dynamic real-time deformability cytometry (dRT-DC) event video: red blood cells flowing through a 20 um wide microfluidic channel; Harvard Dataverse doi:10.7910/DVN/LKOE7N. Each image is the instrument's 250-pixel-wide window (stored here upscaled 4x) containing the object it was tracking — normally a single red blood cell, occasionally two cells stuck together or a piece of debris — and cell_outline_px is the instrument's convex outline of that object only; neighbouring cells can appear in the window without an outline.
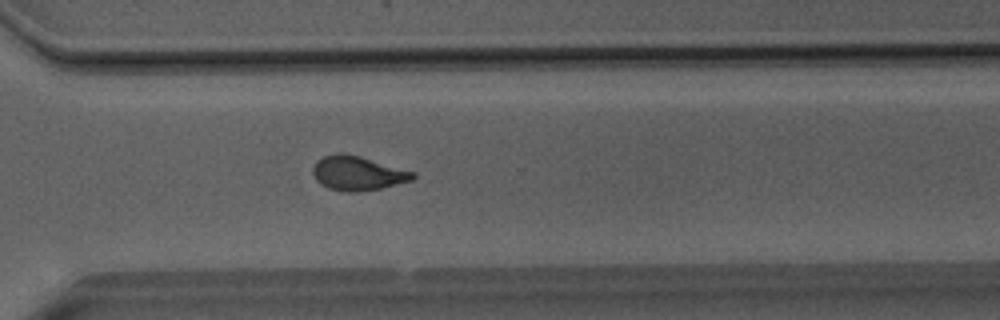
{"species": "Egyptian fruit bat (a non-hibernating species)", "species_latin": "Rousettus aegyptiacus", "temperature_condition": "room temperature", "stored_images_in_passage": 49, "camera_frame_rate_fps": 3000, "um_per_image_px": 0.085, "animal": {"sex": "male"}, "frame": {"image": 1, "passage_image": 37, "time_ms": 12.0, "image_size_px": [1000, 320], "cell_outline_px": [[416, 176], [412, 180], [380, 188], [356, 192], [344, 192], [328, 188], [320, 184], [316, 180], [312, 172], [312, 168], [316, 160], [324, 156], [336, 152], [344, 152], [360, 156], [416, 172]], "centroid_in_image_um": [30.37, 14.71], "position_along_channel_um": 340.2, "area_um2": 20.17}}
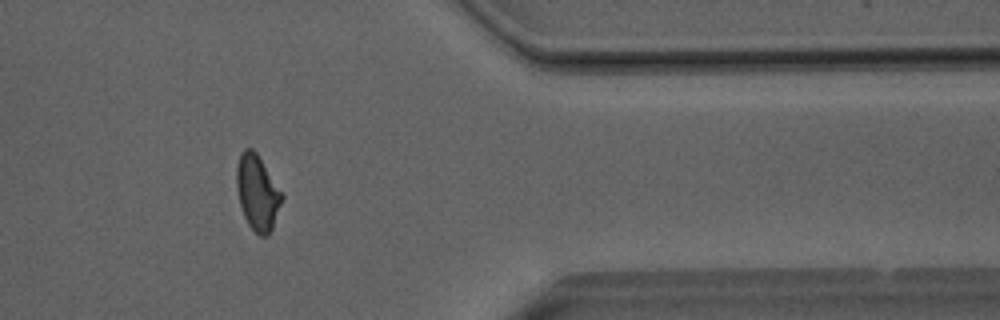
{"frame": {"image": 2, "passage_image": 42, "time_ms": 13.667, "image_size_px": [1000, 320], "cell_outline_px": [[284, 196], [272, 228], [264, 236], [260, 236], [248, 224], [244, 216], [240, 204], [236, 188], [236, 168], [240, 152], [244, 148], [252, 148], [256, 152], [284, 192]], "centroid_in_image_um": [21.88, 16.32], "position_along_channel_um": 389.5, "area_um2": 20.0}, "authors_computed_cell_mechanics": {"area_um2": 20.1144, "velocity_mm_per_s": 4.0713, "shape_relaxation_time_tau1_ms": 9.1844, "shape_relaxation_time_tau2_ms": 1.1402, "deformation_change_tau1": 0.2117, "deformation_change_tau2": 0.071}}